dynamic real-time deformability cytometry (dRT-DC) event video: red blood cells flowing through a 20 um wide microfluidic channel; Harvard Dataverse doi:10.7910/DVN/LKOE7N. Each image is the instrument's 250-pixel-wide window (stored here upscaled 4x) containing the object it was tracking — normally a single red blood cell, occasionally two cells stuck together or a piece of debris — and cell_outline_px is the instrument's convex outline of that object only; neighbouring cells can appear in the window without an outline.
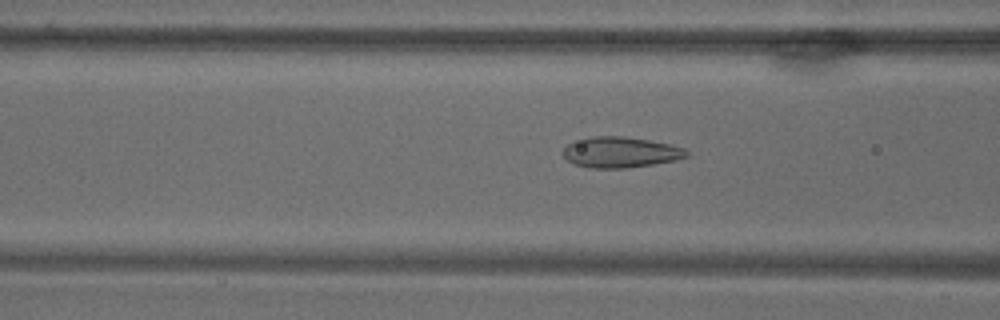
{"species": "common noctule bat (a hibernating species)", "species_latin": "Nyctalus noctula", "temperature_condition": "warm", "stored_images_in_passage": 68, "camera_frame_rate_fps": 3000, "um_per_image_px": 0.085, "animal": {"sex": "male", "body_mass_g": 18.8}, "frame": {"image": 1, "passage_image": 28, "time_ms": 9.0, "image_size_px": [1000, 320], "cell_outline_px": [[688, 156], [676, 160], [652, 164], [624, 168], [588, 168], [572, 164], [560, 152], [572, 140], [592, 136], [624, 136], [648, 140], [668, 144], [684, 148], [688, 152]], "centroid_in_image_um": [52.67, 12.94], "position_along_channel_um": 113.9, "area_um2": 22.25}}
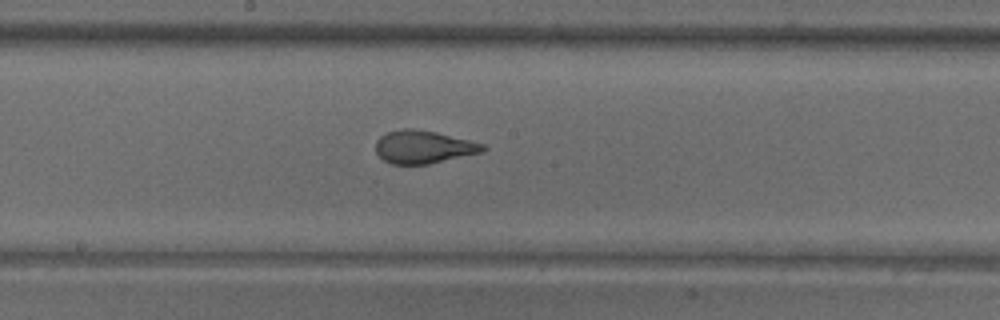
{"frame": {"image": 2, "passage_image": 38, "time_ms": 12.333, "image_size_px": [1000, 320], "cell_outline_px": [[488, 148], [484, 152], [428, 164], [392, 164], [384, 160], [376, 152], [376, 140], [380, 136], [388, 132], [404, 128], [412, 128], [436, 132], [484, 144]], "centroid_in_image_um": [36.01, 12.49], "position_along_channel_um": 212.2, "area_um2": 20.52}}
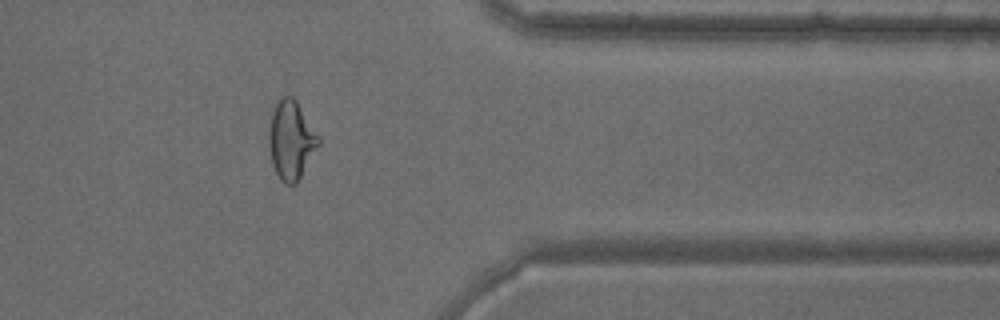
{"frame": {"image": 3, "passage_image": 57, "time_ms": 18.667, "image_size_px": [1000, 320], "cell_outline_px": [[320, 144], [296, 184], [284, 184], [280, 180], [272, 164], [268, 140], [268, 136], [272, 104], [280, 96], [292, 96], [296, 100], [320, 136]], "centroid_in_image_um": [24.73, 11.86], "position_along_channel_um": 386.7, "area_um2": 23.12}}